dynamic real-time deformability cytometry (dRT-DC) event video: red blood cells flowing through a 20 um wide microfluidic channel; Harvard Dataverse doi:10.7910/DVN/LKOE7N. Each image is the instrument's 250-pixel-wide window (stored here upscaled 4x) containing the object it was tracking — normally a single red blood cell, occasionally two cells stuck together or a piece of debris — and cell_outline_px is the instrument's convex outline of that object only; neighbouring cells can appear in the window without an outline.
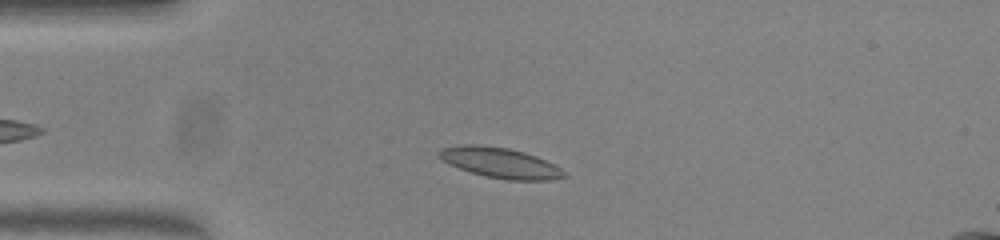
{"species": "common noctule bat (a hibernating species)", "species_latin": "Nyctalus noctula", "temperature_condition": "warm", "stored_images_in_passage": 43, "camera_frame_rate_fps": 3000, "um_per_image_px": 0.085, "animal": {"sex": "female", "body_mass_g": 23.0, "forearm_length_mm": 53.4}, "frame": {"image": 1, "passage_image": 7, "time_ms": 2.0, "image_size_px": [1000, 240], "cell_outline_px": [[568, 176], [552, 180], [508, 180], [484, 176], [448, 164], [436, 156], [436, 152], [440, 148], [464, 144], [476, 144], [508, 148], [524, 152], [536, 156], [560, 168]], "centroid_in_image_um": [42.46, 13.83], "position_along_channel_um": 42.5, "area_um2": 22.14}}
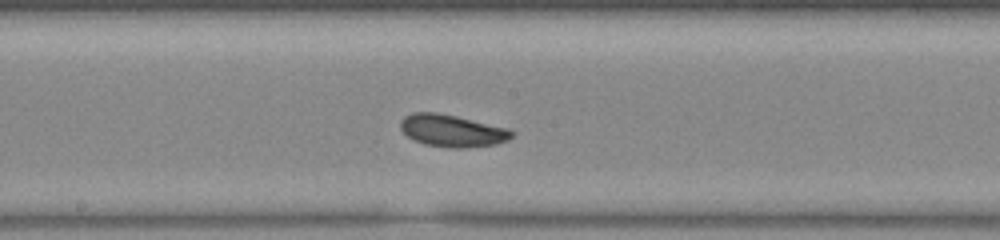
{"frame": {"image": 2, "passage_image": 22, "time_ms": 7.0, "image_size_px": [1000, 240], "cell_outline_px": [[516, 132], [508, 140], [496, 144], [468, 148], [448, 148], [424, 144], [408, 136], [400, 128], [400, 120], [404, 116], [412, 112], [436, 112], [456, 116], [508, 128]], "centroid_in_image_um": [38.44, 11.11], "position_along_channel_um": 209.8, "area_um2": 20.98}}
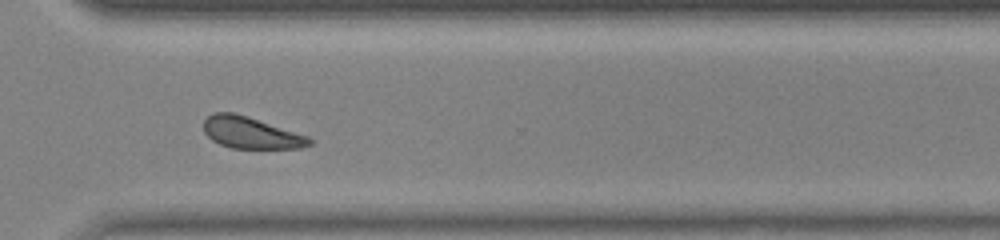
{"frame": {"image": 3, "passage_image": 33, "time_ms": 10.667, "image_size_px": [1000, 240], "cell_outline_px": [[312, 144], [300, 148], [232, 148], [220, 144], [212, 140], [204, 132], [204, 120], [212, 112], [232, 112], [308, 136], [312, 140]], "centroid_in_image_um": [21.3, 11.29], "position_along_channel_um": 349.3, "area_um2": 19.13}}